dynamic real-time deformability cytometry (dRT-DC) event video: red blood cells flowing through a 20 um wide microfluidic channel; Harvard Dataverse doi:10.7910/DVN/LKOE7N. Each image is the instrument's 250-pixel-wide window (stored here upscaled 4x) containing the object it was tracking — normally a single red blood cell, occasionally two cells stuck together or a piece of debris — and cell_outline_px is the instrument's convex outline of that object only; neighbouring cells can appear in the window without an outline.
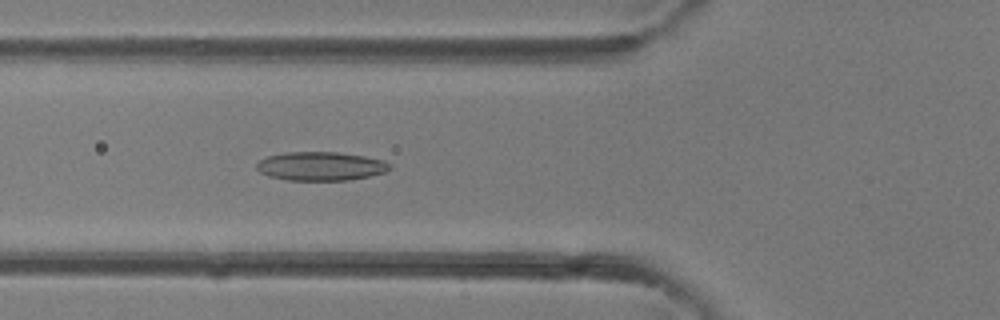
{"species": "common noctule bat (a hibernating species)", "species_latin": "Nyctalus noctula", "temperature_condition": "room temperature", "stored_images_in_passage": 36, "camera_frame_rate_fps": 3000, "um_per_image_px": 0.085, "animal": {"sex": "female"}, "frame": {"image": 1, "passage_image": 14, "time_ms": 4.333, "image_size_px": [1000, 320], "cell_outline_px": [[392, 168], [384, 172], [368, 176], [348, 180], [288, 180], [268, 176], [260, 172], [256, 168], [256, 164], [260, 160], [268, 156], [284, 152], [336, 152], [364, 156], [384, 160], [392, 164]], "centroid_in_image_um": [27.26, 14.12], "position_along_channel_um": 98.5, "area_um2": 22.31}}
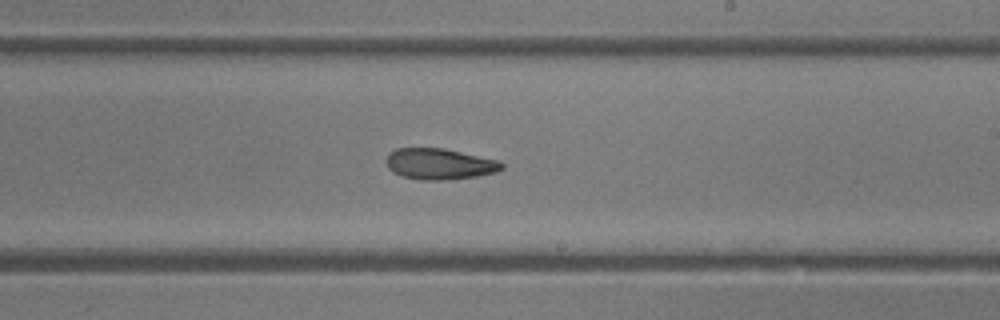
{"frame": {"image": 2, "passage_image": 23, "time_ms": 7.333, "image_size_px": [1000, 320], "cell_outline_px": [[504, 168], [496, 172], [476, 176], [444, 180], [424, 180], [400, 176], [392, 172], [388, 168], [388, 152], [396, 148], [444, 148], [500, 160], [504, 164]], "centroid_in_image_um": [37.38, 13.93], "position_along_channel_um": 251.6, "area_um2": 20.98}}
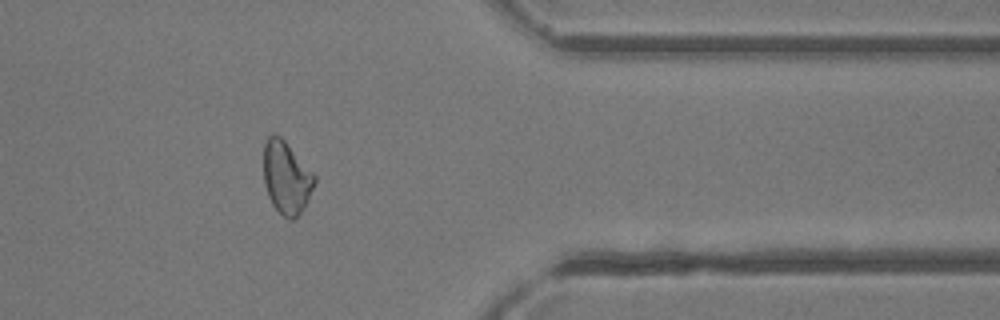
{"frame": {"image": 3, "passage_image": 32, "time_ms": 10.333, "image_size_px": [1000, 320], "cell_outline_px": [[316, 180], [308, 200], [300, 212], [292, 220], [288, 220], [272, 204], [268, 196], [264, 184], [264, 144], [268, 136], [272, 132], [280, 136], [284, 140], [316, 176]], "centroid_in_image_um": [24.33, 15.07], "position_along_channel_um": 387.1, "area_um2": 21.33}}